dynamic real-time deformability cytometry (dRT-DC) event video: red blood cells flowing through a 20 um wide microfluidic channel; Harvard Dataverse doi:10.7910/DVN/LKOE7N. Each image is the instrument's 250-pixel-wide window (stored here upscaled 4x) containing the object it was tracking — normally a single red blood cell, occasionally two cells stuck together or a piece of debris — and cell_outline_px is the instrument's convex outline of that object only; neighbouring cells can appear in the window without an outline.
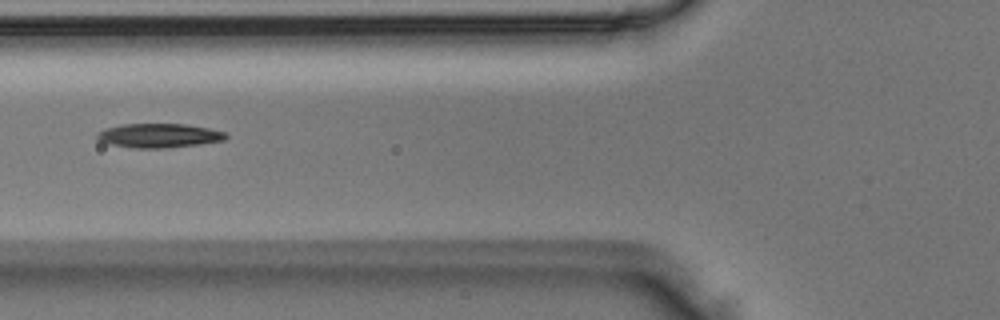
{"species": "Egyptian fruit bat (a non-hibernating species)", "species_latin": "Rousettus aegyptiacus", "temperature_condition": "room temperature", "stored_images_in_passage": 6, "segment_of_instrument_passage": [2, 2], "camera_frame_rate_fps": 3000, "um_per_image_px": 0.085, "animal": {"sex": "male"}, "frame": {"image": 1, "passage_image": 6, "time_ms": 1.667, "image_size_px": [1000, 320], "cell_outline_px": [[228, 136], [224, 140], [200, 144], [168, 148], [132, 148], [112, 144], [100, 140], [96, 136], [96, 132], [108, 128], [124, 124], [184, 124], [208, 128], [228, 132]], "centroid_in_image_um": [13.56, 11.53], "position_along_channel_um": 112.2, "area_um2": 18.03}}